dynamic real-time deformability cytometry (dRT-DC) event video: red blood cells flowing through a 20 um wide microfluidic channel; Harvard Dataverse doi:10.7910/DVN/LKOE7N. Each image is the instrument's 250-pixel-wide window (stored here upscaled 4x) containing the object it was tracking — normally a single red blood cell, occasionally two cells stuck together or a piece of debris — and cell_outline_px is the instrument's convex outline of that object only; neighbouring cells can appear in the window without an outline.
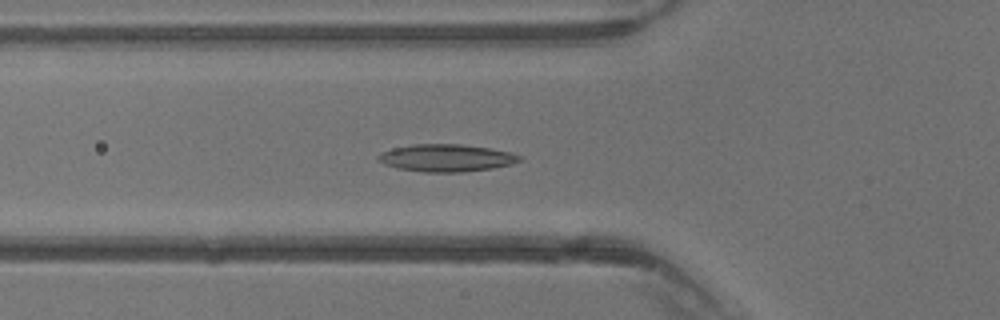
{"species": "common noctule bat (a hibernating species)", "species_latin": "Nyctalus noctula", "temperature_condition": "warm", "stored_images_in_passage": 38, "camera_frame_rate_fps": 3000, "um_per_image_px": 0.085, "animal": {"sex": "male", "body_mass_g": 13.3}, "frame": {"image": 1, "passage_image": 13, "time_ms": 4.0, "image_size_px": [1000, 320], "cell_outline_px": [[524, 160], [512, 164], [492, 168], [464, 172], [420, 172], [396, 168], [384, 164], [376, 160], [376, 156], [392, 148], [412, 144], [460, 144], [488, 148], [512, 152], [520, 156]], "centroid_in_image_um": [37.93, 13.43], "position_along_channel_um": 87.9, "area_um2": 22.72}}
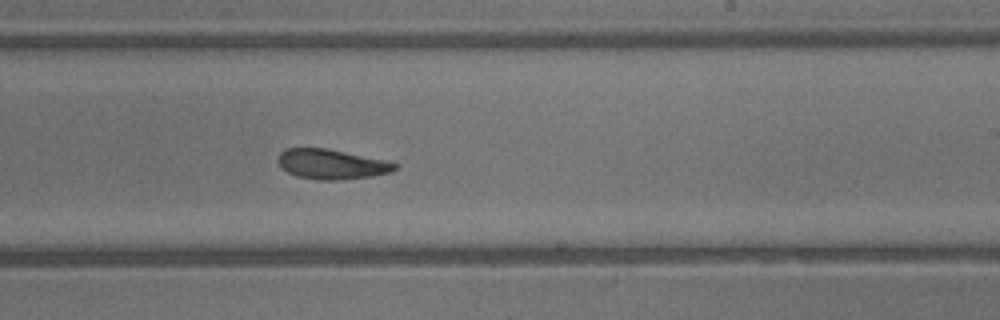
{"frame": {"image": 2, "passage_image": 23, "time_ms": 7.333, "image_size_px": [1000, 320], "cell_outline_px": [[400, 164], [396, 168], [388, 172], [372, 176], [340, 180], [316, 180], [296, 176], [280, 168], [276, 160], [280, 152], [284, 148], [328, 148], [392, 160]], "centroid_in_image_um": [28.2, 13.94], "position_along_channel_um": 260.8, "area_um2": 20.98}}
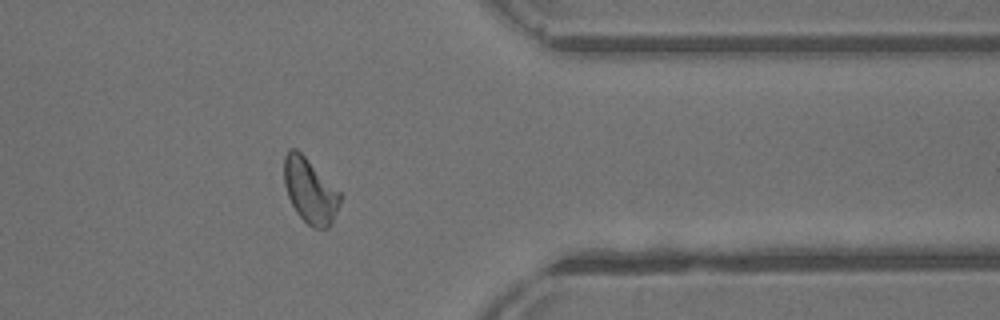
{"frame": {"image": 3, "passage_image": 31, "time_ms": 10.0, "image_size_px": [1000, 320], "cell_outline_px": [[344, 196], [332, 224], [328, 228], [312, 228], [296, 212], [288, 196], [284, 184], [284, 156], [288, 148], [296, 148]], "centroid_in_image_um": [26.37, 16.23], "position_along_channel_um": 385.0, "area_um2": 21.21}}